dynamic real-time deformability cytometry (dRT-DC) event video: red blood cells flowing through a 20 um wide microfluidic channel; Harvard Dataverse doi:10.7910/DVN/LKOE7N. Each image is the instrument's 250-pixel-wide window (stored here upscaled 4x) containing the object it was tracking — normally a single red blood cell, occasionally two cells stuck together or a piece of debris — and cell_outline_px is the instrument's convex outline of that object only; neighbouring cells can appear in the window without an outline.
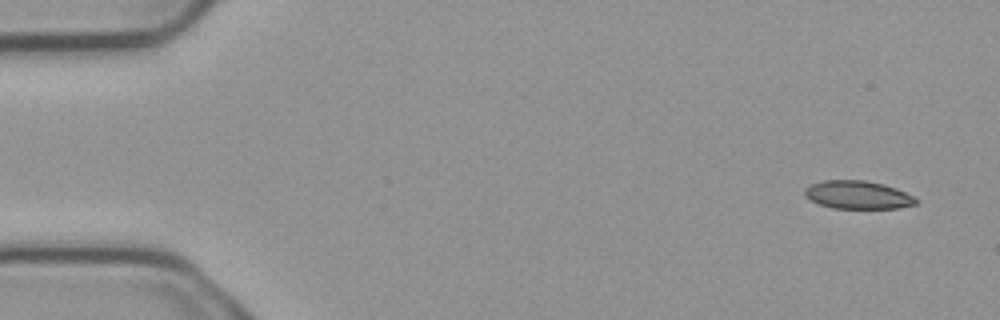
{"species": "common noctule bat (a hibernating species)", "species_latin": "Nyctalus noctula", "temperature_condition": "cold", "stored_images_in_passage": 5, "camera_frame_rate_fps": 3000, "um_per_image_px": 0.085, "animal": {"sex": "male", "body_mass_g": 23.1, "forearm_length_mm": 52.7}, "frame": {"image": 1, "passage_image": 1, "time_ms": 0.0, "image_size_px": [1000, 320], "cell_outline_px": [[920, 200], [916, 204], [900, 208], [832, 208], [820, 204], [804, 196], [804, 188], [812, 184], [824, 180], [864, 180], [884, 184], [896, 188]], "centroid_in_image_um": [72.92, 16.56], "position_along_channel_um": 12.1, "area_um2": 18.21}}
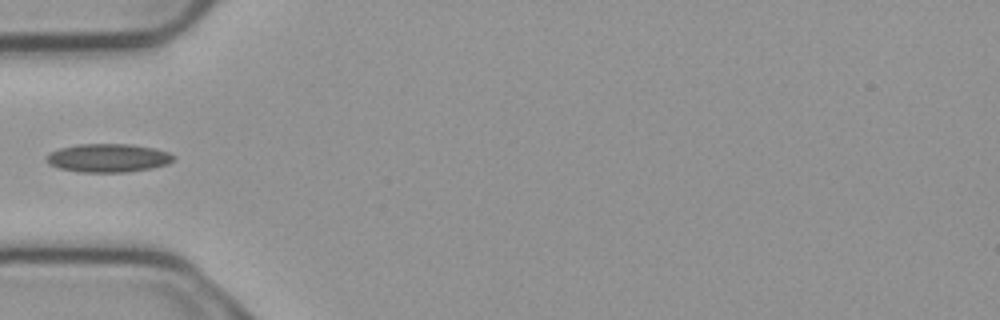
{"frame": {"image": 2, "passage_image": 5, "time_ms": 1.333, "image_size_px": [1000, 320], "cell_outline_px": [[176, 156], [168, 164], [152, 168], [124, 172], [80, 172], [60, 168], [48, 164], [48, 156], [52, 152], [60, 148], [80, 144], [128, 144], [156, 148], [168, 152]], "centroid_in_image_um": [9.24, 13.42], "position_along_channel_um": 75.8, "area_um2": 20.87}}